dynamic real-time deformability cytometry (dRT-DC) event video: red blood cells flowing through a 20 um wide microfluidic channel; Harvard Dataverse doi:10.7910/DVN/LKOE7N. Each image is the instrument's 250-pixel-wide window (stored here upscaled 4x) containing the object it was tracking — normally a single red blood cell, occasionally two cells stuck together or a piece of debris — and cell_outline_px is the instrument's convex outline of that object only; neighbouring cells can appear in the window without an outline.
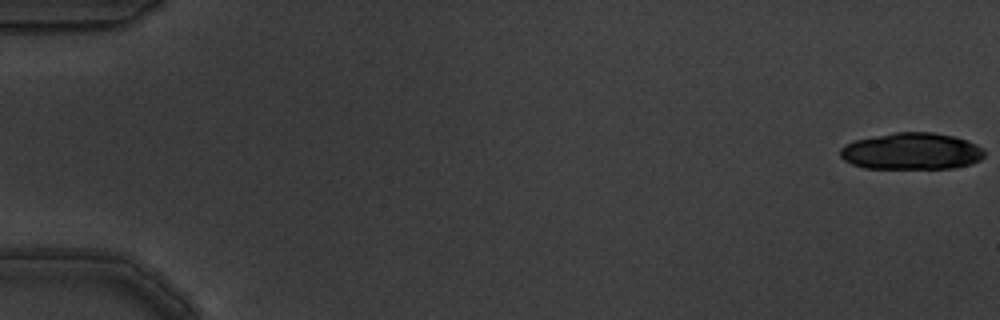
{"species": "common noctule bat (a hibernating species)", "species_latin": "Nyctalus noctula", "temperature_condition": "warm", "stored_images_in_passage": 15, "camera_frame_rate_fps": 3000, "um_per_image_px": 0.085, "animal": {"sex": "male", "body_mass_g": 19.5, "forearm_length_mm": 54.6}, "frame": {"image": 1, "passage_image": 1, "time_ms": 0.0, "image_size_px": [1000, 320], "cell_outline_px": [[984, 156], [980, 160], [972, 164], [956, 168], [864, 168], [852, 164], [844, 160], [840, 156], [840, 148], [844, 144], [856, 140], [896, 132], [932, 132], [952, 136], [968, 140], [984, 148]], "centroid_in_image_um": [77.51, 12.86], "position_along_channel_um": 7.5, "area_um2": 30.98}}
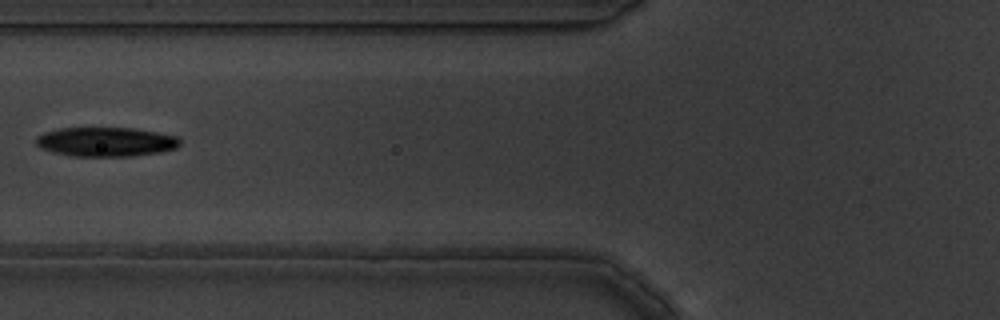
{"frame": {"image": 2, "passage_image": 7, "time_ms": 2.0, "image_size_px": [1000, 320], "cell_outline_px": [[180, 144], [176, 148], [160, 152], [132, 156], [72, 156], [52, 152], [40, 148], [36, 144], [36, 136], [44, 132], [60, 128], [132, 128], [180, 136]], "centroid_in_image_um": [9.0, 12.05], "position_along_channel_um": 116.8, "area_um2": 24.68}}